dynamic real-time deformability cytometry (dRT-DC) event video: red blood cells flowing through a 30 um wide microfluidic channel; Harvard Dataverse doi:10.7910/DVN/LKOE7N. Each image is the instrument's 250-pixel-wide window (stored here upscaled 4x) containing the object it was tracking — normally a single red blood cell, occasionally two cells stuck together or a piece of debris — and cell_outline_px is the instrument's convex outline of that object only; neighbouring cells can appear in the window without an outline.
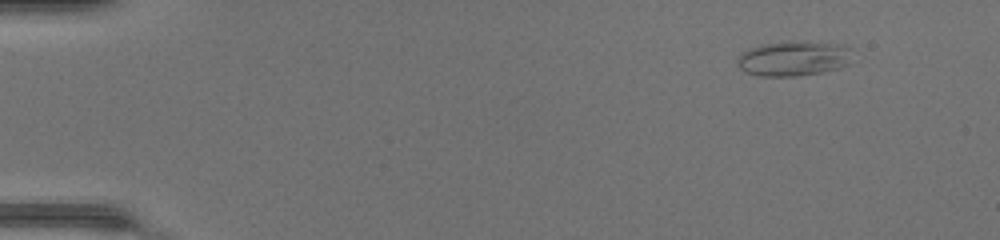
{"species": "common noctule bat (a hibernating species)", "species_latin": "Nyctalus noctula", "temperature_condition": "warm", "stored_images_in_passage": 44, "camera_frame_rate_fps": 3000, "um_per_image_px": 0.085, "animal": {"sex": "female", "body_mass_g": 17.0, "forearm_length_mm": 48.0}, "frame": {"image": 1, "passage_image": 1, "time_ms": 0.0, "image_size_px": [1000, 240], "cell_outline_px": [[848, 64], [836, 68], [820, 72], [796, 76], [760, 76], [748, 72], [740, 68], [736, 60], [748, 48], [760, 44], [788, 40], [792, 40], [844, 44], [848, 48]], "centroid_in_image_um": [67.4, 4.94], "position_along_channel_um": 17.6, "area_um2": 23.29}}
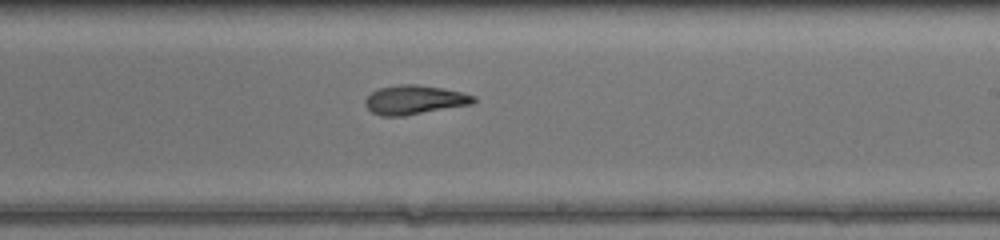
{"frame": {"image": 2, "passage_image": 26, "time_ms": 8.333, "image_size_px": [1000, 240], "cell_outline_px": [[476, 100], [472, 104], [400, 116], [380, 116], [372, 112], [364, 104], [364, 100], [372, 92], [380, 88], [400, 84], [420, 84], [444, 88], [476, 96]], "centroid_in_image_um": [35.22, 8.47], "position_along_channel_um": 253.8, "area_um2": 18.26}}
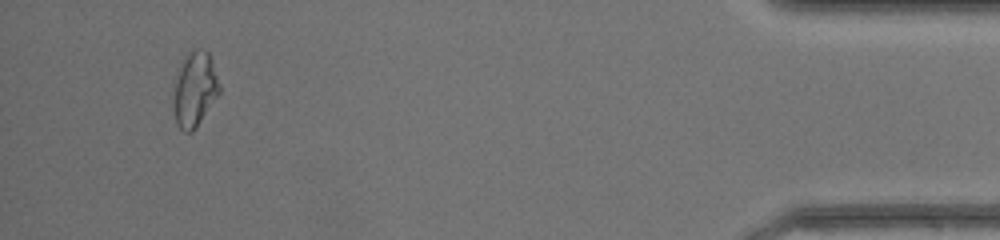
{"frame": {"image": 3, "passage_image": 42, "time_ms": 13.667, "image_size_px": [1000, 240], "cell_outline_px": [[220, 92], [196, 128], [192, 132], [184, 132], [180, 128], [176, 120], [172, 84], [176, 68], [180, 60], [188, 52], [196, 48], [204, 48], [208, 52], [212, 60], [220, 88]], "centroid_in_image_um": [16.51, 7.52], "position_along_channel_um": 418.7, "area_um2": 20.46}, "authors_computed_cell_mechanics": {"area_um2": 18.8139, "velocity_mm_per_s": 4.3573, "shape_relaxation_time_tau1_ms": null, "shape_relaxation_time_tau2_ms": 2.1187, "deformation_change_tau1": null, "deformation_change_tau2": 0.0965}}